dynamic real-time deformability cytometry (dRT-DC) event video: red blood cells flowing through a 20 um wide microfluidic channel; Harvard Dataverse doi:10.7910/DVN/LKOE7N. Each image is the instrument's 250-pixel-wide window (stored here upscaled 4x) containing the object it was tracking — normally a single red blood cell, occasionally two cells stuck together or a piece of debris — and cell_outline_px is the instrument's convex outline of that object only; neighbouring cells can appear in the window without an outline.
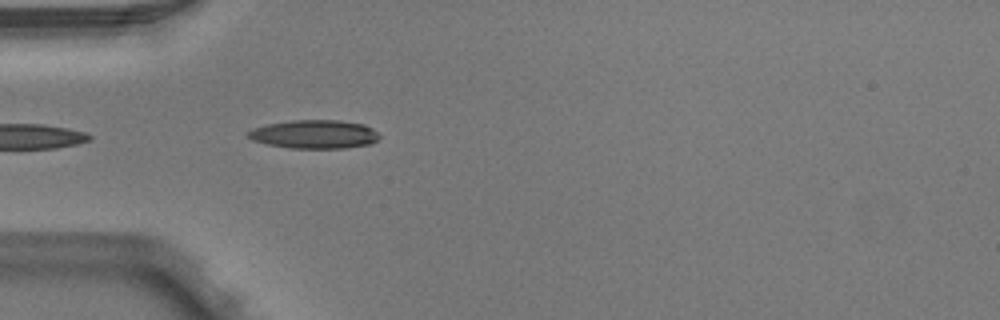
{"species": "Egyptian fruit bat (a non-hibernating species)", "species_latin": "Rousettus aegyptiacus", "temperature_condition": "warm", "stored_images_in_passage": 5, "camera_frame_rate_fps": 3000, "um_per_image_px": 0.085, "animal": {"sex": "male"}, "frame": {"image": 1, "passage_image": 5, "time_ms": 1.333, "image_size_px": [1000, 320], "cell_outline_px": [[380, 136], [376, 140], [368, 144], [344, 148], [288, 148], [268, 144], [252, 140], [248, 136], [248, 132], [256, 128], [268, 124], [292, 120], [340, 120], [364, 124], [372, 128]], "centroid_in_image_um": [26.74, 11.41], "position_along_channel_um": 58.3, "area_um2": 21.62}}